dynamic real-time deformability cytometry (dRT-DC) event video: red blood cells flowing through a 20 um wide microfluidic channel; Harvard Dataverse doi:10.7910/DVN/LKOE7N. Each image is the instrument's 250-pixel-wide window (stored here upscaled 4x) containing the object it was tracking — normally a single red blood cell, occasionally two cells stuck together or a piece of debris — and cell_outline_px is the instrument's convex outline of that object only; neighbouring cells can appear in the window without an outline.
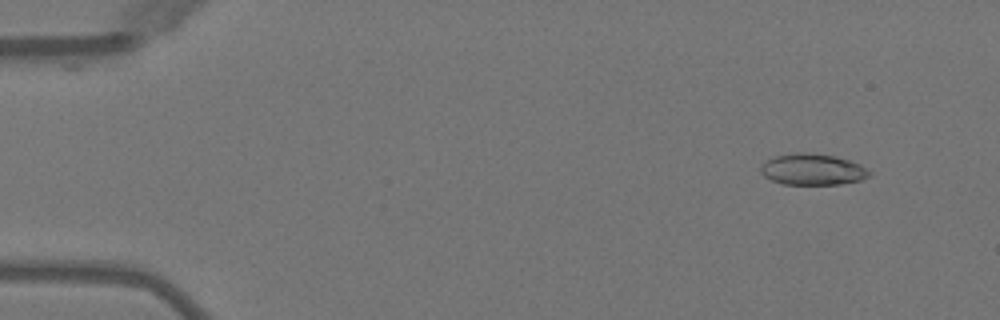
{"species": "Egyptian fruit bat (a non-hibernating species)", "species_latin": "Rousettus aegyptiacus", "temperature_condition": "warm", "stored_images_in_passage": 10, "camera_frame_rate_fps": 3000, "um_per_image_px": 0.085, "animal": {"sex": "female"}, "frame": {"image": 1, "passage_image": 5, "time_ms": 1.333, "image_size_px": [1000, 320], "cell_outline_px": [[872, 176], [860, 180], [840, 184], [784, 184], [772, 180], [764, 176], [760, 172], [760, 168], [768, 160], [776, 156], [800, 152], [804, 152], [836, 156], [860, 164], [872, 172]], "centroid_in_image_um": [69.12, 14.41], "position_along_channel_um": 15.9, "area_um2": 19.65}}